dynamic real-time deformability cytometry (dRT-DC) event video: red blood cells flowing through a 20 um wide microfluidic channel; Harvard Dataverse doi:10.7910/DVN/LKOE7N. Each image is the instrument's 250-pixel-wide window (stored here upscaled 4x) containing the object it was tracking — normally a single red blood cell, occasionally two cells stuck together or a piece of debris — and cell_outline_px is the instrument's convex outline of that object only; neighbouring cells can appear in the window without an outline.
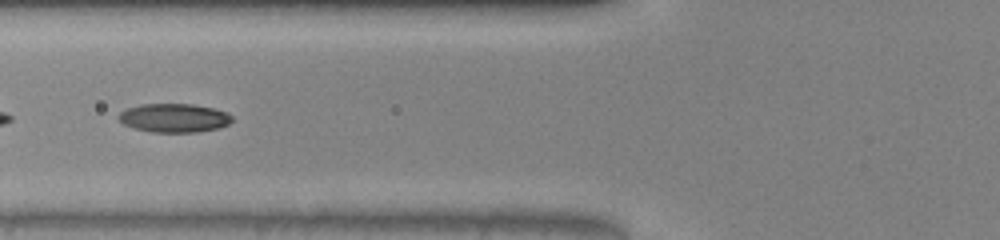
{"species": "common noctule bat (a hibernating species)", "species_latin": "Nyctalus noctula", "temperature_condition": "warm", "stored_images_in_passage": 9, "camera_frame_rate_fps": 3000, "um_per_image_px": 0.085, "animal": {"sex": "male", "body_mass_g": 20.0, "forearm_length_mm": 53.3}, "frame": {"image": 1, "passage_image": 6, "time_ms": 1.667, "image_size_px": [1000, 240], "cell_outline_px": [[232, 120], [228, 124], [220, 128], [196, 132], [152, 132], [136, 128], [124, 124], [116, 116], [120, 112], [128, 108], [140, 104], [192, 104], [212, 108], [228, 112], [232, 116]], "centroid_in_image_um": [14.81, 10.02], "position_along_channel_um": 111.0, "area_um2": 18.96}}